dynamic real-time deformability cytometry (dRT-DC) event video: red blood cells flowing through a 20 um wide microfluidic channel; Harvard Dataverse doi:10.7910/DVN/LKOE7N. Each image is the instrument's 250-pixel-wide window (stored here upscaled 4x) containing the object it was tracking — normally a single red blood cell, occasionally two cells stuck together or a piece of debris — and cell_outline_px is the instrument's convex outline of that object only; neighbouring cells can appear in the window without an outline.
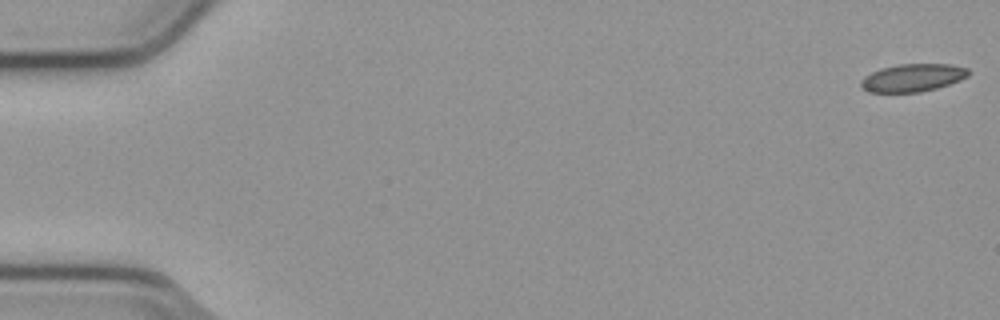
{"species": "common noctule bat (a hibernating species)", "species_latin": "Nyctalus noctula", "temperature_condition": "cold", "stored_images_in_passage": 55, "camera_frame_rate_fps": 3000, "um_per_image_px": 0.085, "animal": {"sex": "male", "body_mass_g": 23.1, "forearm_length_mm": 52.7}, "frame": {"image": 1, "passage_image": 1, "time_ms": 0.0, "image_size_px": [1000, 320], "cell_outline_px": [[968, 76], [960, 80], [936, 88], [920, 92], [868, 92], [860, 88], [860, 80], [864, 76], [880, 68], [900, 64], [952, 64], [968, 68]], "centroid_in_image_um": [77.54, 6.61], "position_along_channel_um": 7.5, "area_um2": 17.46}}
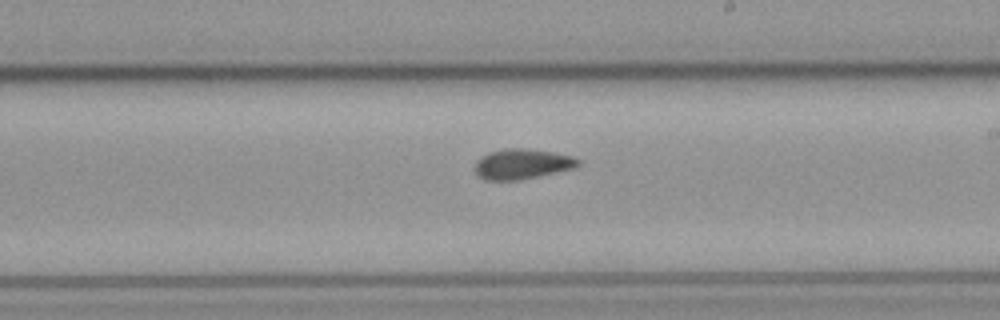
{"frame": {"image": 2, "passage_image": 32, "time_ms": 10.333, "image_size_px": [1000, 320], "cell_outline_px": [[580, 164], [572, 168], [520, 180], [484, 180], [476, 176], [472, 168], [476, 160], [480, 156], [488, 152], [504, 148], [520, 148], [552, 152], [572, 156], [580, 160]], "centroid_in_image_um": [44.27, 13.94], "position_along_channel_um": 244.7, "area_um2": 18.32}}
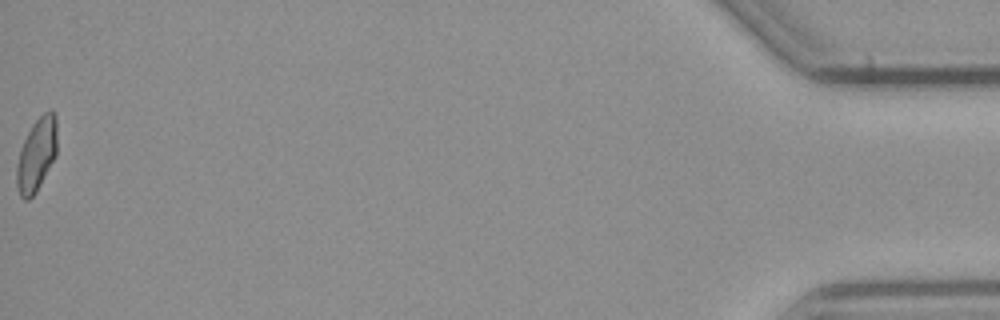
{"frame": {"image": 3, "passage_image": 55, "time_ms": 18.0, "image_size_px": [1000, 320], "cell_outline_px": [[56, 156], [36, 192], [28, 200], [24, 200], [20, 196], [16, 184], [16, 164], [20, 148], [32, 124], [44, 112], [52, 108], [56, 116]], "centroid_in_image_um": [3.1, 13.14], "position_along_channel_um": 432.1, "area_um2": 17.34}, "authors_computed_cell_mechanics": {"area_um2": 17.8024, "velocity_mm_per_s": 3.8004, "shape_relaxation_time_tau1_ms": null, "shape_relaxation_time_tau2_ms": 3.076, "deformation_change_tau1": null, "deformation_change_tau2": 0.0734}}